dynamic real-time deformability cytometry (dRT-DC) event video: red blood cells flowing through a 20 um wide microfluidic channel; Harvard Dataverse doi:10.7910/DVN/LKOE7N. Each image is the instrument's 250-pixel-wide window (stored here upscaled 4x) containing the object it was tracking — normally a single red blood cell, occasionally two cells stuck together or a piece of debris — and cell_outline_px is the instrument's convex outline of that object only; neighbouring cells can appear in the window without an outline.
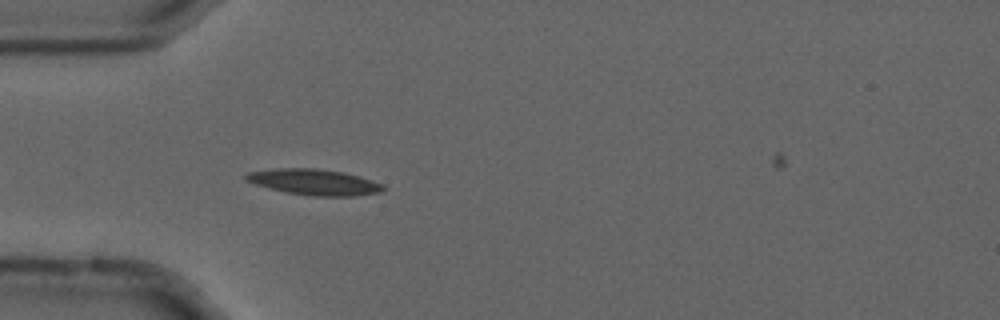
{"species": "common noctule bat (a hibernating species)", "species_latin": "Nyctalus noctula", "temperature_condition": "cold", "stored_images_in_passage": 41, "camera_frame_rate_fps": 3000, "um_per_image_px": 0.085, "animal": {"sex": "male", "forearm_length_mm": 52.5}, "frame": {"image": 1, "passage_image": 5, "time_ms": 1.333, "image_size_px": [1000, 320], "cell_outline_px": [[384, 188], [380, 192], [356, 196], [312, 196], [288, 192], [256, 184], [244, 180], [244, 176], [248, 172], [276, 168], [316, 168], [344, 172], [384, 184]], "centroid_in_image_um": [26.71, 15.47], "position_along_channel_um": 58.3, "area_um2": 20.52}}
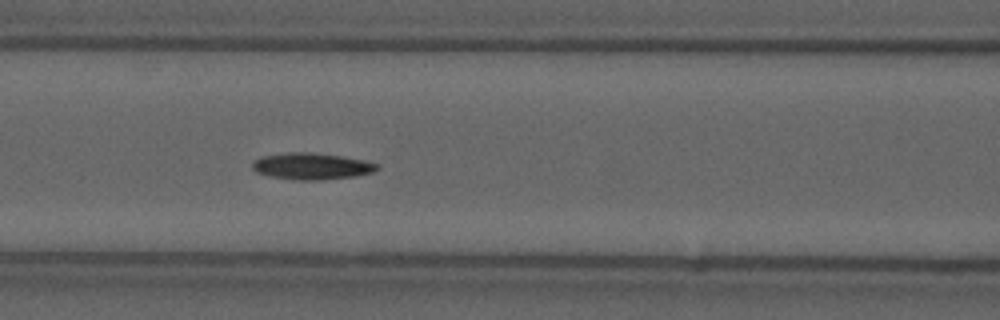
{"frame": {"image": 2, "passage_image": 12, "time_ms": 3.667, "image_size_px": [1000, 320], "cell_outline_px": [[380, 168], [372, 172], [356, 176], [320, 180], [296, 180], [268, 176], [256, 172], [252, 168], [252, 164], [260, 156], [288, 152], [308, 152], [340, 156], [364, 160], [380, 164]], "centroid_in_image_um": [26.49, 14.13], "position_along_channel_um": 140.1, "area_um2": 19.36}}
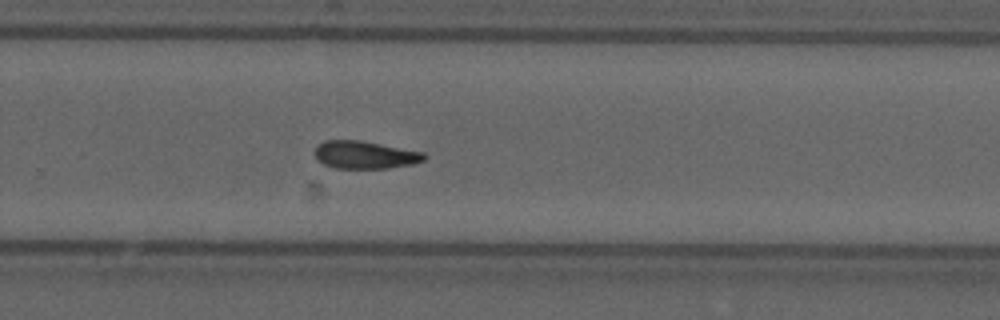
{"frame": {"image": 3, "passage_image": 25, "time_ms": 8.0, "image_size_px": [1000, 320], "cell_outline_px": [[428, 156], [424, 160], [412, 164], [388, 168], [336, 168], [324, 164], [316, 160], [316, 148], [324, 140], [360, 140], [424, 152]], "centroid_in_image_um": [31.04, 13.16], "position_along_channel_um": 298.8, "area_um2": 17.57}}